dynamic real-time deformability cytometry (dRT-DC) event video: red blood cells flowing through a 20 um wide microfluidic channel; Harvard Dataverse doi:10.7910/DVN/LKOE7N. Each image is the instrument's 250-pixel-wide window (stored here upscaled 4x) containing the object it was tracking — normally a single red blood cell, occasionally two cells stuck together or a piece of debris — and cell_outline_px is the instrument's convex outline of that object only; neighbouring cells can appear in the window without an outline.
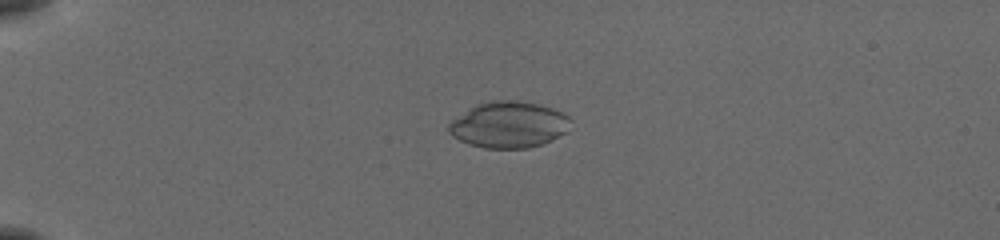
{"species": "common noctule bat (a hibernating species)", "species_latin": "Nyctalus noctula", "temperature_condition": "cold", "stored_images_in_passage": 48, "camera_frame_rate_fps": 3000, "um_per_image_px": 0.085, "animal": {"sex": "female", "body_mass_g": 19.5, "forearm_length_mm": 54.1}, "frame": {"image": 1, "passage_image": 8, "time_ms": 2.333, "image_size_px": [1000, 240], "cell_outline_px": [[572, 120], [568, 132], [544, 144], [528, 148], [484, 148], [468, 144], [452, 136], [448, 132], [448, 124], [452, 120], [476, 104], [496, 100], [512, 100], [540, 104], [552, 108], [568, 116]], "centroid_in_image_um": [43.27, 10.61], "position_along_channel_um": 41.7, "area_um2": 33.0}}
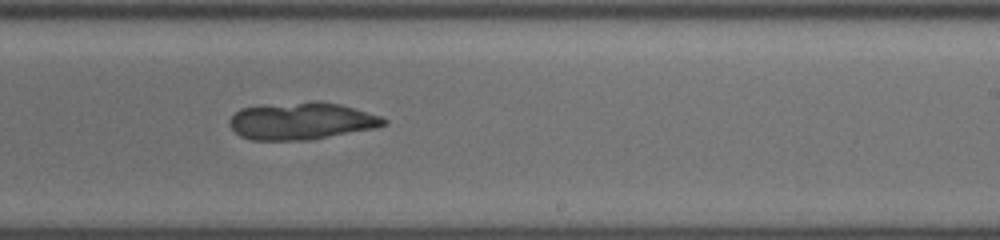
{"frame": {"image": 2, "passage_image": 29, "time_ms": 9.333, "image_size_px": [1000, 240], "cell_outline_px": [[388, 124], [376, 128], [312, 140], [252, 140], [240, 136], [228, 124], [228, 120], [240, 108], [312, 100], [320, 100], [340, 104], [380, 116], [388, 120]], "centroid_in_image_um": [25.65, 10.29], "position_along_channel_um": 263.3, "area_um2": 33.7}}
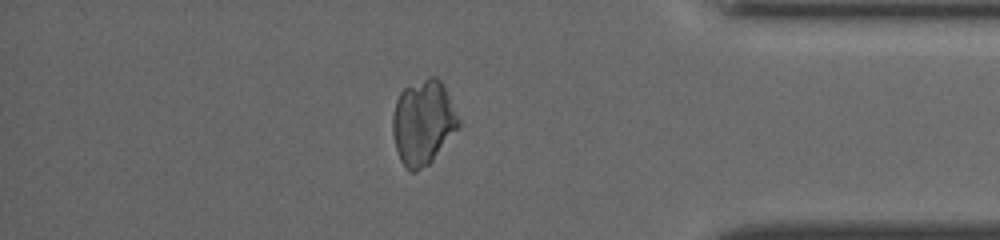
{"frame": {"image": 3, "passage_image": 41, "time_ms": 13.333, "image_size_px": [1000, 240], "cell_outline_px": [[460, 124], [432, 160], [428, 164], [416, 172], [412, 172], [400, 160], [396, 148], [392, 132], [392, 116], [396, 100], [400, 92], [404, 88], [428, 76], [436, 76], [440, 80], [460, 120]], "centroid_in_image_um": [35.93, 10.39], "position_along_channel_um": 399.3, "area_um2": 32.02}}